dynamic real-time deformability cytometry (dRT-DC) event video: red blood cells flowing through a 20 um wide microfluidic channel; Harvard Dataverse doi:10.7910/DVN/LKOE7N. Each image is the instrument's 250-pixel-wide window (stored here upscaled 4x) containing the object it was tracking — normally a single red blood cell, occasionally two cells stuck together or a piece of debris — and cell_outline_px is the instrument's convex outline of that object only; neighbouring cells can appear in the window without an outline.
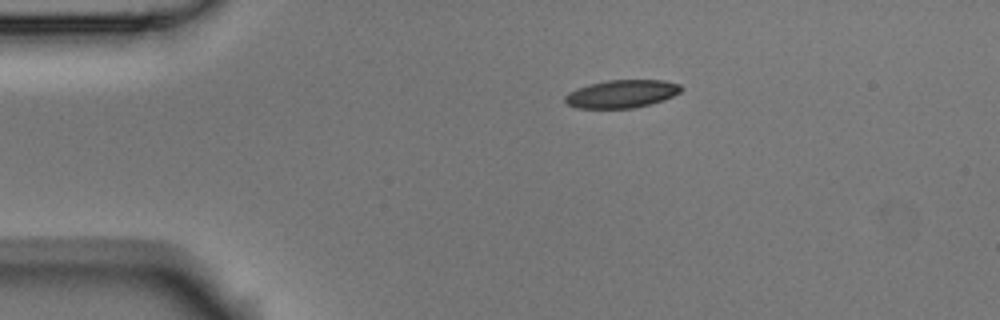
{"species": "Egyptian fruit bat (a non-hibernating species)", "species_latin": "Rousettus aegyptiacus", "temperature_condition": "room temperature", "stored_images_in_passage": 3, "camera_frame_rate_fps": 3000, "um_per_image_px": 0.085, "animal": {"sex": "male"}, "frame": {"image": 1, "passage_image": 1, "time_ms": 0.0, "image_size_px": [1000, 320], "cell_outline_px": [[684, 88], [680, 92], [664, 100], [632, 108], [576, 108], [568, 104], [564, 100], [564, 96], [568, 92], [588, 84], [608, 80], [664, 80], [680, 84]], "centroid_in_image_um": [52.84, 7.97], "position_along_channel_um": 32.2, "area_um2": 18.9}}
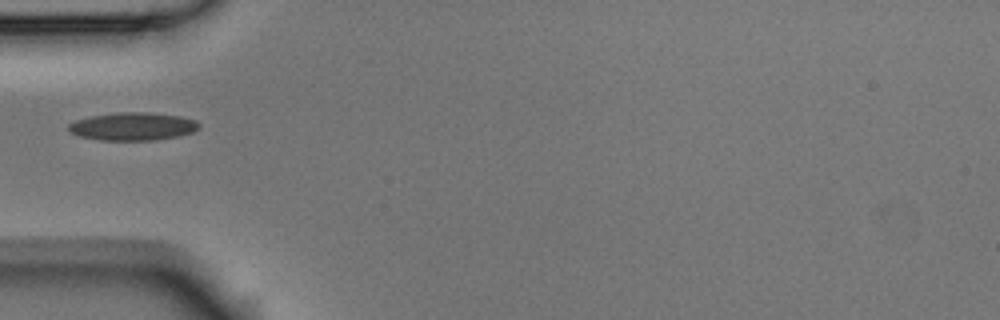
{"frame": {"image": 2, "passage_image": 3, "time_ms": 0.667, "image_size_px": [1000, 320], "cell_outline_px": [[200, 128], [192, 132], [180, 136], [156, 140], [100, 140], [80, 136], [72, 132], [68, 128], [68, 124], [76, 120], [92, 116], [116, 112], [148, 112], [180, 116], [196, 120], [200, 124]], "centroid_in_image_um": [11.33, 10.74], "position_along_channel_um": 73.7, "area_um2": 21.27}}